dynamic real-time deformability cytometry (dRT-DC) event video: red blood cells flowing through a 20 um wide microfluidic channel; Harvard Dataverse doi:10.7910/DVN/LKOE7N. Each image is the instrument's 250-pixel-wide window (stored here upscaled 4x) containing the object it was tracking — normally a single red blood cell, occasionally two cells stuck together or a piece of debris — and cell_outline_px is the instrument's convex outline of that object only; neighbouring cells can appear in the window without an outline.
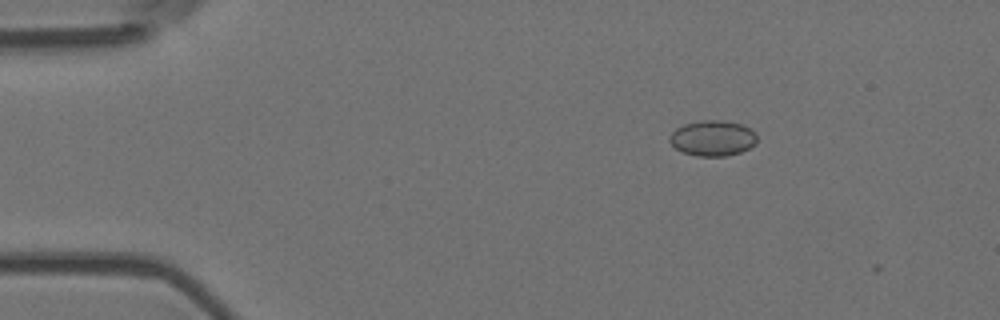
{"species": "Egyptian fruit bat (a non-hibernating species)", "species_latin": "Rousettus aegyptiacus", "temperature_condition": "room temperature", "stored_images_in_passage": 4, "camera_frame_rate_fps": 3000, "um_per_image_px": 0.085, "animal": {"sex": "female"}, "frame": {"image": 1, "passage_image": 3, "time_ms": 0.667, "image_size_px": [1000, 320], "cell_outline_px": [[756, 144], [740, 152], [724, 156], [696, 156], [684, 152], [676, 148], [668, 140], [672, 132], [676, 128], [684, 124], [700, 120], [724, 120], [740, 124], [756, 132]], "centroid_in_image_um": [60.57, 11.74], "position_along_channel_um": 24.4, "area_um2": 18.03}}